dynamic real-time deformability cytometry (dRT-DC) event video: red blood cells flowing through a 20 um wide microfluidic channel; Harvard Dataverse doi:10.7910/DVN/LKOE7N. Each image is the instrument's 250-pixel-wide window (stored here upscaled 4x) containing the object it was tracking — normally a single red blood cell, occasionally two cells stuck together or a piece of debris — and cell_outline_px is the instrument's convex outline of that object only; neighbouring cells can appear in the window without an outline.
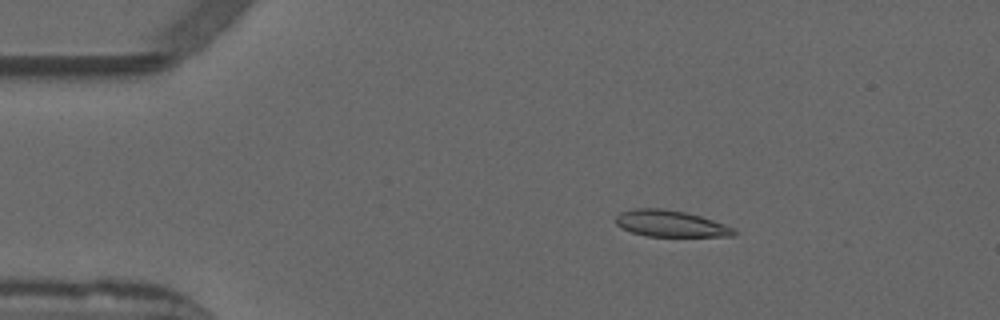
{"species": "common noctule bat (a hibernating species)", "species_latin": "Nyctalus noctula", "temperature_condition": "warm", "stored_images_in_passage": 23, "camera_frame_rate_fps": 3000, "um_per_image_px": 0.085, "animal": {"sex": "male", "forearm_length_mm": 52.5}, "frame": {"image": 1, "passage_image": 6, "time_ms": 1.667, "image_size_px": [1000, 320], "cell_outline_px": [[736, 232], [732, 236], [644, 236], [620, 228], [616, 224], [616, 216], [620, 212], [636, 208], [664, 208], [684, 212], [700, 216], [736, 228]], "centroid_in_image_um": [56.97, 19.0], "position_along_channel_um": 28.0, "area_um2": 18.21}}
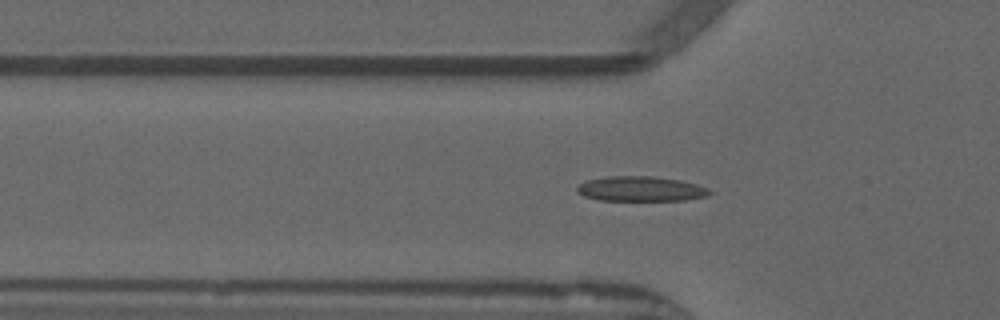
{"frame": {"image": 2, "passage_image": 14, "time_ms": 4.333, "image_size_px": [1000, 320], "cell_outline_px": [[712, 192], [708, 196], [684, 200], [600, 200], [584, 196], [576, 192], [576, 184], [584, 180], [608, 176], [652, 176], [680, 180], [696, 184], [708, 188]], "centroid_in_image_um": [54.41, 16.04], "position_along_channel_um": 71.4, "area_um2": 19.42}}
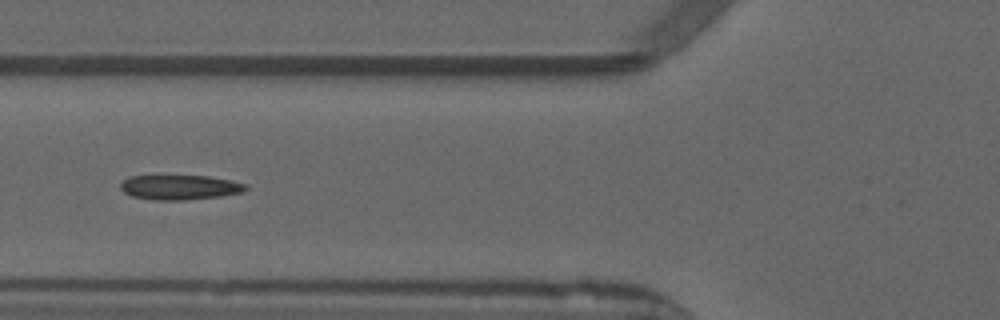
{"frame": {"image": 3, "passage_image": 17, "time_ms": 5.333, "image_size_px": [1000, 320], "cell_outline_px": [[248, 188], [244, 192], [220, 196], [184, 200], [156, 200], [132, 196], [124, 192], [120, 188], [120, 184], [128, 176], [208, 176], [232, 180], [248, 184]], "centroid_in_image_um": [15.32, 15.92], "position_along_channel_um": 110.5, "area_um2": 18.09}}